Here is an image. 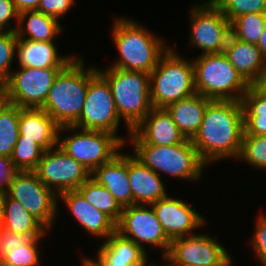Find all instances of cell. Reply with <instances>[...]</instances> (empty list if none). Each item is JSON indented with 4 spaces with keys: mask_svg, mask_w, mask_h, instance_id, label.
Returning <instances> with one entry per match:
<instances>
[{
    "mask_svg": "<svg viewBox=\"0 0 266 266\" xmlns=\"http://www.w3.org/2000/svg\"><path fill=\"white\" fill-rule=\"evenodd\" d=\"M244 133L241 101L211 100L203 121L191 139L202 161L207 165L228 157L238 158Z\"/></svg>",
    "mask_w": 266,
    "mask_h": 266,
    "instance_id": "obj_1",
    "label": "cell"
},
{
    "mask_svg": "<svg viewBox=\"0 0 266 266\" xmlns=\"http://www.w3.org/2000/svg\"><path fill=\"white\" fill-rule=\"evenodd\" d=\"M115 20L112 36L120 57L111 67L150 74L169 46L158 35L128 18Z\"/></svg>",
    "mask_w": 266,
    "mask_h": 266,
    "instance_id": "obj_2",
    "label": "cell"
},
{
    "mask_svg": "<svg viewBox=\"0 0 266 266\" xmlns=\"http://www.w3.org/2000/svg\"><path fill=\"white\" fill-rule=\"evenodd\" d=\"M83 58L75 57L57 75L44 105L60 126H73L79 119L89 86V68L84 70Z\"/></svg>",
    "mask_w": 266,
    "mask_h": 266,
    "instance_id": "obj_3",
    "label": "cell"
},
{
    "mask_svg": "<svg viewBox=\"0 0 266 266\" xmlns=\"http://www.w3.org/2000/svg\"><path fill=\"white\" fill-rule=\"evenodd\" d=\"M128 137L134 144L133 155L158 175L163 172L190 181H198L201 178L202 168L206 164L200 158L191 140L186 139L180 144L160 146L144 143L133 131Z\"/></svg>",
    "mask_w": 266,
    "mask_h": 266,
    "instance_id": "obj_4",
    "label": "cell"
},
{
    "mask_svg": "<svg viewBox=\"0 0 266 266\" xmlns=\"http://www.w3.org/2000/svg\"><path fill=\"white\" fill-rule=\"evenodd\" d=\"M192 62L196 93L208 99L241 101L250 87L224 52L201 54Z\"/></svg>",
    "mask_w": 266,
    "mask_h": 266,
    "instance_id": "obj_5",
    "label": "cell"
},
{
    "mask_svg": "<svg viewBox=\"0 0 266 266\" xmlns=\"http://www.w3.org/2000/svg\"><path fill=\"white\" fill-rule=\"evenodd\" d=\"M97 71L108 81L119 117L130 133L153 108L150 97V74L110 67Z\"/></svg>",
    "mask_w": 266,
    "mask_h": 266,
    "instance_id": "obj_6",
    "label": "cell"
},
{
    "mask_svg": "<svg viewBox=\"0 0 266 266\" xmlns=\"http://www.w3.org/2000/svg\"><path fill=\"white\" fill-rule=\"evenodd\" d=\"M170 48L150 73V97L153 108H166L196 93L193 63Z\"/></svg>",
    "mask_w": 266,
    "mask_h": 266,
    "instance_id": "obj_7",
    "label": "cell"
},
{
    "mask_svg": "<svg viewBox=\"0 0 266 266\" xmlns=\"http://www.w3.org/2000/svg\"><path fill=\"white\" fill-rule=\"evenodd\" d=\"M72 130H74V133L80 130V133L76 132L70 137L63 138L59 135L58 146L91 173L116 156L120 147L122 148L125 143L122 136H116L105 131L81 129L75 126L60 127L59 134L63 131Z\"/></svg>",
    "mask_w": 266,
    "mask_h": 266,
    "instance_id": "obj_8",
    "label": "cell"
},
{
    "mask_svg": "<svg viewBox=\"0 0 266 266\" xmlns=\"http://www.w3.org/2000/svg\"><path fill=\"white\" fill-rule=\"evenodd\" d=\"M120 119L108 81L97 68H89V86L83 111L73 126L118 136Z\"/></svg>",
    "mask_w": 266,
    "mask_h": 266,
    "instance_id": "obj_9",
    "label": "cell"
},
{
    "mask_svg": "<svg viewBox=\"0 0 266 266\" xmlns=\"http://www.w3.org/2000/svg\"><path fill=\"white\" fill-rule=\"evenodd\" d=\"M6 194L18 201L47 231L52 227L58 196L39 180L35 171L18 170Z\"/></svg>",
    "mask_w": 266,
    "mask_h": 266,
    "instance_id": "obj_10",
    "label": "cell"
},
{
    "mask_svg": "<svg viewBox=\"0 0 266 266\" xmlns=\"http://www.w3.org/2000/svg\"><path fill=\"white\" fill-rule=\"evenodd\" d=\"M34 171L39 180L57 196L66 191L77 190L91 177L88 169L59 146L46 150Z\"/></svg>",
    "mask_w": 266,
    "mask_h": 266,
    "instance_id": "obj_11",
    "label": "cell"
},
{
    "mask_svg": "<svg viewBox=\"0 0 266 266\" xmlns=\"http://www.w3.org/2000/svg\"><path fill=\"white\" fill-rule=\"evenodd\" d=\"M216 238L205 234L175 238L163 258L182 266H230L231 256Z\"/></svg>",
    "mask_w": 266,
    "mask_h": 266,
    "instance_id": "obj_12",
    "label": "cell"
},
{
    "mask_svg": "<svg viewBox=\"0 0 266 266\" xmlns=\"http://www.w3.org/2000/svg\"><path fill=\"white\" fill-rule=\"evenodd\" d=\"M190 19V46L200 48L201 54L224 52L231 34L230 21L211 0L193 6Z\"/></svg>",
    "mask_w": 266,
    "mask_h": 266,
    "instance_id": "obj_13",
    "label": "cell"
},
{
    "mask_svg": "<svg viewBox=\"0 0 266 266\" xmlns=\"http://www.w3.org/2000/svg\"><path fill=\"white\" fill-rule=\"evenodd\" d=\"M147 206L134 204L123 207L121 218L116 224V231L142 249H144L143 243L164 249L163 257H165L171 241L163 232L152 206Z\"/></svg>",
    "mask_w": 266,
    "mask_h": 266,
    "instance_id": "obj_14",
    "label": "cell"
},
{
    "mask_svg": "<svg viewBox=\"0 0 266 266\" xmlns=\"http://www.w3.org/2000/svg\"><path fill=\"white\" fill-rule=\"evenodd\" d=\"M62 69L21 67V70L13 71L6 84L13 105L19 108L41 109Z\"/></svg>",
    "mask_w": 266,
    "mask_h": 266,
    "instance_id": "obj_15",
    "label": "cell"
},
{
    "mask_svg": "<svg viewBox=\"0 0 266 266\" xmlns=\"http://www.w3.org/2000/svg\"><path fill=\"white\" fill-rule=\"evenodd\" d=\"M150 205L170 241L187 236L205 224V218L183 200L167 196Z\"/></svg>",
    "mask_w": 266,
    "mask_h": 266,
    "instance_id": "obj_16",
    "label": "cell"
},
{
    "mask_svg": "<svg viewBox=\"0 0 266 266\" xmlns=\"http://www.w3.org/2000/svg\"><path fill=\"white\" fill-rule=\"evenodd\" d=\"M224 53L250 86L257 85L266 76V58L257 45L241 41L230 34Z\"/></svg>",
    "mask_w": 266,
    "mask_h": 266,
    "instance_id": "obj_17",
    "label": "cell"
},
{
    "mask_svg": "<svg viewBox=\"0 0 266 266\" xmlns=\"http://www.w3.org/2000/svg\"><path fill=\"white\" fill-rule=\"evenodd\" d=\"M132 131L150 145L170 146L186 140L165 108H152Z\"/></svg>",
    "mask_w": 266,
    "mask_h": 266,
    "instance_id": "obj_18",
    "label": "cell"
},
{
    "mask_svg": "<svg viewBox=\"0 0 266 266\" xmlns=\"http://www.w3.org/2000/svg\"><path fill=\"white\" fill-rule=\"evenodd\" d=\"M58 198L65 201L75 219L92 236L105 237L107 240L116 231V223L104 212L93 207L77 190L63 192Z\"/></svg>",
    "mask_w": 266,
    "mask_h": 266,
    "instance_id": "obj_19",
    "label": "cell"
},
{
    "mask_svg": "<svg viewBox=\"0 0 266 266\" xmlns=\"http://www.w3.org/2000/svg\"><path fill=\"white\" fill-rule=\"evenodd\" d=\"M97 266H152L147 260L146 249L115 231L101 246L97 253Z\"/></svg>",
    "mask_w": 266,
    "mask_h": 266,
    "instance_id": "obj_20",
    "label": "cell"
},
{
    "mask_svg": "<svg viewBox=\"0 0 266 266\" xmlns=\"http://www.w3.org/2000/svg\"><path fill=\"white\" fill-rule=\"evenodd\" d=\"M128 178L132 190V205H150L166 198L167 191L161 176L128 154Z\"/></svg>",
    "mask_w": 266,
    "mask_h": 266,
    "instance_id": "obj_21",
    "label": "cell"
},
{
    "mask_svg": "<svg viewBox=\"0 0 266 266\" xmlns=\"http://www.w3.org/2000/svg\"><path fill=\"white\" fill-rule=\"evenodd\" d=\"M91 178L105 187L122 207L132 205L128 154L118 153L109 162L97 167L91 173Z\"/></svg>",
    "mask_w": 266,
    "mask_h": 266,
    "instance_id": "obj_22",
    "label": "cell"
},
{
    "mask_svg": "<svg viewBox=\"0 0 266 266\" xmlns=\"http://www.w3.org/2000/svg\"><path fill=\"white\" fill-rule=\"evenodd\" d=\"M60 126L43 109L20 108L19 137L29 139L45 151L57 147Z\"/></svg>",
    "mask_w": 266,
    "mask_h": 266,
    "instance_id": "obj_23",
    "label": "cell"
},
{
    "mask_svg": "<svg viewBox=\"0 0 266 266\" xmlns=\"http://www.w3.org/2000/svg\"><path fill=\"white\" fill-rule=\"evenodd\" d=\"M16 56L21 67L64 68L75 56H59L54 41L38 42L18 39Z\"/></svg>",
    "mask_w": 266,
    "mask_h": 266,
    "instance_id": "obj_24",
    "label": "cell"
},
{
    "mask_svg": "<svg viewBox=\"0 0 266 266\" xmlns=\"http://www.w3.org/2000/svg\"><path fill=\"white\" fill-rule=\"evenodd\" d=\"M211 99L195 93L168 105L165 109L172 116L185 139L191 140L203 121L206 107Z\"/></svg>",
    "mask_w": 266,
    "mask_h": 266,
    "instance_id": "obj_25",
    "label": "cell"
},
{
    "mask_svg": "<svg viewBox=\"0 0 266 266\" xmlns=\"http://www.w3.org/2000/svg\"><path fill=\"white\" fill-rule=\"evenodd\" d=\"M17 23L15 32L18 39L48 42L54 41L56 35L62 32L59 20L38 10L20 12ZM26 34L28 38H26Z\"/></svg>",
    "mask_w": 266,
    "mask_h": 266,
    "instance_id": "obj_26",
    "label": "cell"
},
{
    "mask_svg": "<svg viewBox=\"0 0 266 266\" xmlns=\"http://www.w3.org/2000/svg\"><path fill=\"white\" fill-rule=\"evenodd\" d=\"M244 132L266 136V95L256 86H250L243 95Z\"/></svg>",
    "mask_w": 266,
    "mask_h": 266,
    "instance_id": "obj_27",
    "label": "cell"
},
{
    "mask_svg": "<svg viewBox=\"0 0 266 266\" xmlns=\"http://www.w3.org/2000/svg\"><path fill=\"white\" fill-rule=\"evenodd\" d=\"M2 228L28 236H44L47 230L18 201L6 194L5 213Z\"/></svg>",
    "mask_w": 266,
    "mask_h": 266,
    "instance_id": "obj_28",
    "label": "cell"
},
{
    "mask_svg": "<svg viewBox=\"0 0 266 266\" xmlns=\"http://www.w3.org/2000/svg\"><path fill=\"white\" fill-rule=\"evenodd\" d=\"M77 191L93 207L108 215L116 224L119 222L123 207L113 195L91 177L86 180Z\"/></svg>",
    "mask_w": 266,
    "mask_h": 266,
    "instance_id": "obj_29",
    "label": "cell"
},
{
    "mask_svg": "<svg viewBox=\"0 0 266 266\" xmlns=\"http://www.w3.org/2000/svg\"><path fill=\"white\" fill-rule=\"evenodd\" d=\"M266 25V13L242 14L230 22L231 35L257 45Z\"/></svg>",
    "mask_w": 266,
    "mask_h": 266,
    "instance_id": "obj_30",
    "label": "cell"
},
{
    "mask_svg": "<svg viewBox=\"0 0 266 266\" xmlns=\"http://www.w3.org/2000/svg\"><path fill=\"white\" fill-rule=\"evenodd\" d=\"M20 108L12 105L0 115V156L10 157L19 137Z\"/></svg>",
    "mask_w": 266,
    "mask_h": 266,
    "instance_id": "obj_31",
    "label": "cell"
},
{
    "mask_svg": "<svg viewBox=\"0 0 266 266\" xmlns=\"http://www.w3.org/2000/svg\"><path fill=\"white\" fill-rule=\"evenodd\" d=\"M44 152L45 150L34 141L18 139L10 157L17 170L34 171Z\"/></svg>",
    "mask_w": 266,
    "mask_h": 266,
    "instance_id": "obj_32",
    "label": "cell"
},
{
    "mask_svg": "<svg viewBox=\"0 0 266 266\" xmlns=\"http://www.w3.org/2000/svg\"><path fill=\"white\" fill-rule=\"evenodd\" d=\"M237 159L246 161L250 166L266 170V136L248 135L245 132Z\"/></svg>",
    "mask_w": 266,
    "mask_h": 266,
    "instance_id": "obj_33",
    "label": "cell"
},
{
    "mask_svg": "<svg viewBox=\"0 0 266 266\" xmlns=\"http://www.w3.org/2000/svg\"><path fill=\"white\" fill-rule=\"evenodd\" d=\"M231 22L242 14L266 13V0H211Z\"/></svg>",
    "mask_w": 266,
    "mask_h": 266,
    "instance_id": "obj_34",
    "label": "cell"
},
{
    "mask_svg": "<svg viewBox=\"0 0 266 266\" xmlns=\"http://www.w3.org/2000/svg\"><path fill=\"white\" fill-rule=\"evenodd\" d=\"M17 42L15 31L0 32V86H6L12 73L10 67L16 54Z\"/></svg>",
    "mask_w": 266,
    "mask_h": 266,
    "instance_id": "obj_35",
    "label": "cell"
},
{
    "mask_svg": "<svg viewBox=\"0 0 266 266\" xmlns=\"http://www.w3.org/2000/svg\"><path fill=\"white\" fill-rule=\"evenodd\" d=\"M40 238L42 237L32 238L26 245L12 249L3 260L15 266H38L40 252L38 251L37 242Z\"/></svg>",
    "mask_w": 266,
    "mask_h": 266,
    "instance_id": "obj_36",
    "label": "cell"
},
{
    "mask_svg": "<svg viewBox=\"0 0 266 266\" xmlns=\"http://www.w3.org/2000/svg\"><path fill=\"white\" fill-rule=\"evenodd\" d=\"M44 236H28L0 228V259L7 256L12 249L26 245L32 238Z\"/></svg>",
    "mask_w": 266,
    "mask_h": 266,
    "instance_id": "obj_37",
    "label": "cell"
},
{
    "mask_svg": "<svg viewBox=\"0 0 266 266\" xmlns=\"http://www.w3.org/2000/svg\"><path fill=\"white\" fill-rule=\"evenodd\" d=\"M251 243L256 252V257H258L263 266H266V216L264 214L258 216Z\"/></svg>",
    "mask_w": 266,
    "mask_h": 266,
    "instance_id": "obj_38",
    "label": "cell"
},
{
    "mask_svg": "<svg viewBox=\"0 0 266 266\" xmlns=\"http://www.w3.org/2000/svg\"><path fill=\"white\" fill-rule=\"evenodd\" d=\"M75 0H40L37 10L59 20L68 12Z\"/></svg>",
    "mask_w": 266,
    "mask_h": 266,
    "instance_id": "obj_39",
    "label": "cell"
},
{
    "mask_svg": "<svg viewBox=\"0 0 266 266\" xmlns=\"http://www.w3.org/2000/svg\"><path fill=\"white\" fill-rule=\"evenodd\" d=\"M16 19L18 22L19 12L17 11L12 0H0V32L1 31H16L12 28L11 19Z\"/></svg>",
    "mask_w": 266,
    "mask_h": 266,
    "instance_id": "obj_40",
    "label": "cell"
},
{
    "mask_svg": "<svg viewBox=\"0 0 266 266\" xmlns=\"http://www.w3.org/2000/svg\"><path fill=\"white\" fill-rule=\"evenodd\" d=\"M18 170L14 167L11 157L0 156V190L6 192L14 174Z\"/></svg>",
    "mask_w": 266,
    "mask_h": 266,
    "instance_id": "obj_41",
    "label": "cell"
},
{
    "mask_svg": "<svg viewBox=\"0 0 266 266\" xmlns=\"http://www.w3.org/2000/svg\"><path fill=\"white\" fill-rule=\"evenodd\" d=\"M13 105L9 90L6 86H0V115Z\"/></svg>",
    "mask_w": 266,
    "mask_h": 266,
    "instance_id": "obj_42",
    "label": "cell"
},
{
    "mask_svg": "<svg viewBox=\"0 0 266 266\" xmlns=\"http://www.w3.org/2000/svg\"><path fill=\"white\" fill-rule=\"evenodd\" d=\"M17 11L37 10L40 0H12Z\"/></svg>",
    "mask_w": 266,
    "mask_h": 266,
    "instance_id": "obj_43",
    "label": "cell"
},
{
    "mask_svg": "<svg viewBox=\"0 0 266 266\" xmlns=\"http://www.w3.org/2000/svg\"><path fill=\"white\" fill-rule=\"evenodd\" d=\"M6 192L0 190V228H2L5 213Z\"/></svg>",
    "mask_w": 266,
    "mask_h": 266,
    "instance_id": "obj_44",
    "label": "cell"
},
{
    "mask_svg": "<svg viewBox=\"0 0 266 266\" xmlns=\"http://www.w3.org/2000/svg\"><path fill=\"white\" fill-rule=\"evenodd\" d=\"M257 47L260 49L262 55L266 58V25L264 27L263 33L257 43Z\"/></svg>",
    "mask_w": 266,
    "mask_h": 266,
    "instance_id": "obj_45",
    "label": "cell"
},
{
    "mask_svg": "<svg viewBox=\"0 0 266 266\" xmlns=\"http://www.w3.org/2000/svg\"><path fill=\"white\" fill-rule=\"evenodd\" d=\"M256 86L266 95V76Z\"/></svg>",
    "mask_w": 266,
    "mask_h": 266,
    "instance_id": "obj_46",
    "label": "cell"
},
{
    "mask_svg": "<svg viewBox=\"0 0 266 266\" xmlns=\"http://www.w3.org/2000/svg\"><path fill=\"white\" fill-rule=\"evenodd\" d=\"M83 266H97V264L90 258H85Z\"/></svg>",
    "mask_w": 266,
    "mask_h": 266,
    "instance_id": "obj_47",
    "label": "cell"
},
{
    "mask_svg": "<svg viewBox=\"0 0 266 266\" xmlns=\"http://www.w3.org/2000/svg\"><path fill=\"white\" fill-rule=\"evenodd\" d=\"M0 266H15V265L6 262L3 259H0Z\"/></svg>",
    "mask_w": 266,
    "mask_h": 266,
    "instance_id": "obj_48",
    "label": "cell"
},
{
    "mask_svg": "<svg viewBox=\"0 0 266 266\" xmlns=\"http://www.w3.org/2000/svg\"><path fill=\"white\" fill-rule=\"evenodd\" d=\"M163 266H182V265H177V264H169V265L167 264V265H166V264H165V265H163Z\"/></svg>",
    "mask_w": 266,
    "mask_h": 266,
    "instance_id": "obj_49",
    "label": "cell"
}]
</instances>
